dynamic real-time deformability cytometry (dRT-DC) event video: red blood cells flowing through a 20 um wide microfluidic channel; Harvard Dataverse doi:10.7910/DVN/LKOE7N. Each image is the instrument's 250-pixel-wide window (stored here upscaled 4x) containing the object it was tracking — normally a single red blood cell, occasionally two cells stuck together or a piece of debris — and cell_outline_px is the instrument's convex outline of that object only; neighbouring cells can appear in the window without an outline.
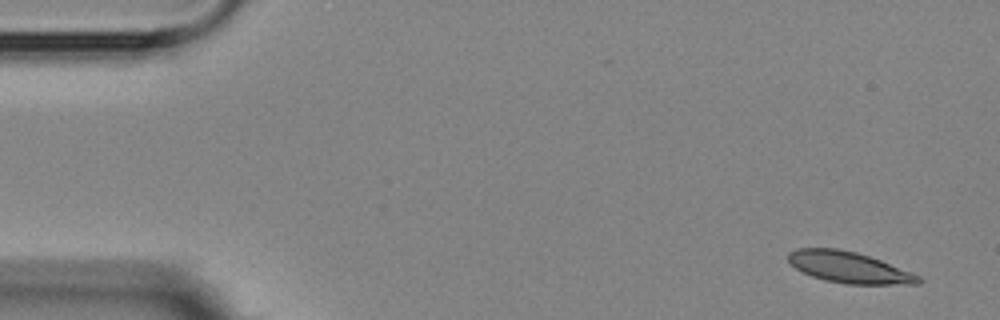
{"species": "Egyptian fruit bat (a non-hibernating species)", "species_latin": "Rousettus aegyptiacus", "temperature_condition": "room temperature", "stored_images_in_passage": 7, "camera_frame_rate_fps": 3000, "um_per_image_px": 0.085, "animal": {"sex": "female"}, "frame": {"image": 1, "passage_image": 1, "time_ms": 0.0, "image_size_px": [1000, 320], "cell_outline_px": [[924, 280], [920, 284], [848, 284], [824, 280], [812, 276], [796, 268], [788, 260], [788, 252], [796, 248], [836, 248], [856, 252], [880, 260], [920, 276]], "centroid_in_image_um": [72.16, 22.72], "position_along_channel_um": 12.8, "area_um2": 23.47}}
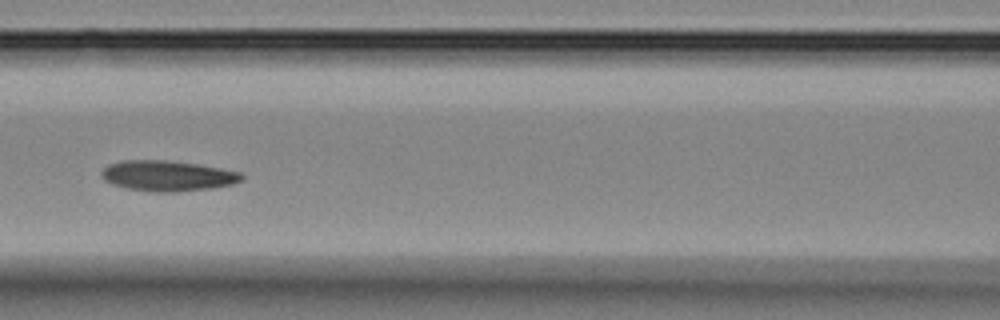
{"frame": {"image": 2, "passage_image": 6, "time_ms": 7.0, "image_size_px": [1000, 320], "cell_outline_px": [[244, 180], [232, 184], [212, 188], [176, 192], [152, 192], [128, 188], [112, 184], [104, 180], [100, 176], [100, 172], [108, 164], [120, 160], [164, 160], [196, 164], [244, 172]], "centroid_in_image_um": [14.25, 14.94], "position_along_channel_um": 152.4, "area_um2": 25.14}}
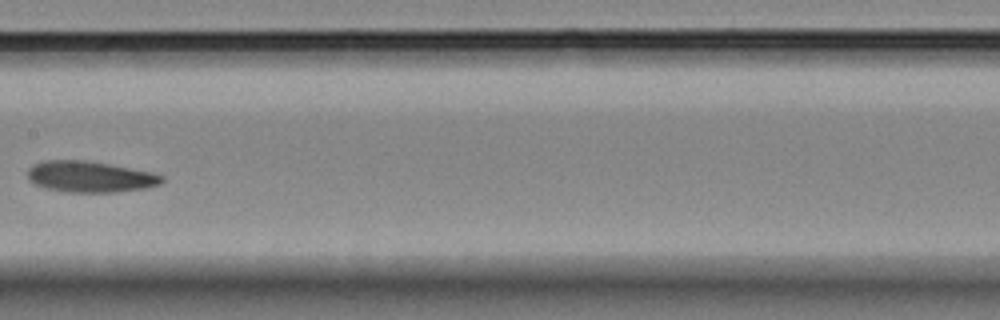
{"frame": {"image": 3, "passage_image": 7, "time_ms": 8.333, "image_size_px": [1000, 320], "cell_outline_px": [[164, 180], [160, 184], [144, 188], [116, 192], [68, 192], [44, 188], [32, 184], [28, 180], [28, 168], [32, 164], [44, 160], [84, 160], [108, 164], [152, 172], [164, 176]], "centroid_in_image_um": [7.6, 15.02], "position_along_channel_um": 199.8, "area_um2": 24.45}}